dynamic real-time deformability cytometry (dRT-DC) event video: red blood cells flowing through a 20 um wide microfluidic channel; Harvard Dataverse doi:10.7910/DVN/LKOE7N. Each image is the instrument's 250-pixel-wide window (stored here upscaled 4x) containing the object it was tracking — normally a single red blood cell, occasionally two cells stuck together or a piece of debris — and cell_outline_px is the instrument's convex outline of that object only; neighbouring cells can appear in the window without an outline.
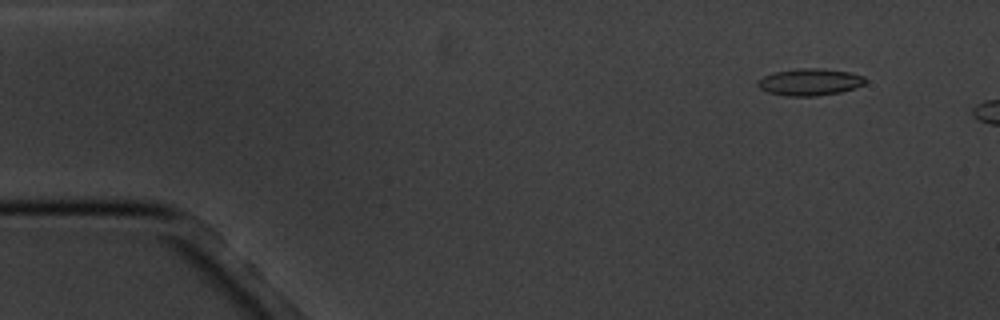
{"species": "common noctule bat (a hibernating species)", "species_latin": "Nyctalus noctula", "temperature_condition": "cold", "stored_images_in_passage": 4, "camera_frame_rate_fps": 3000, "um_per_image_px": 0.085, "animal": {"sex": "male", "body_mass_g": 20.1, "forearm_length_mm": 53.5}, "frame": {"image": 1, "passage_image": 2, "time_ms": 1.0, "image_size_px": [1000, 320], "cell_outline_px": [[868, 80], [864, 84], [856, 88], [840, 92], [816, 96], [788, 96], [768, 92], [760, 88], [756, 84], [764, 76], [776, 72], [800, 68], [824, 68], [852, 72], [864, 76]], "centroid_in_image_um": [68.9, 6.96], "position_along_channel_um": 16.1, "area_um2": 16.94}}